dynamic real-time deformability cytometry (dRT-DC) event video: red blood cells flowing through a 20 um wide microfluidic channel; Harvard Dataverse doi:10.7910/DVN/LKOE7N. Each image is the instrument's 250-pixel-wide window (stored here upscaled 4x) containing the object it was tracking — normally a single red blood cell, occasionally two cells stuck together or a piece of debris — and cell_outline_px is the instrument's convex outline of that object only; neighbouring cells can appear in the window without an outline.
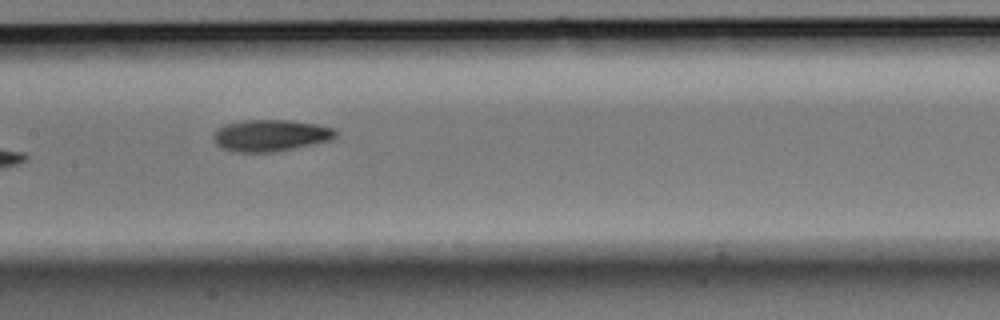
{"species": "Egyptian fruit bat (a non-hibernating species)", "species_latin": "Rousettus aegyptiacus", "temperature_condition": "room temperature", "stored_images_in_passage": 8, "camera_frame_rate_fps": 3000, "um_per_image_px": 0.085, "animal": {"sex": "male"}, "frame": {"image": 1, "passage_image": 8, "time_ms": 2.333, "image_size_px": [1000, 320], "cell_outline_px": [[336, 136], [332, 140], [296, 148], [272, 152], [232, 152], [220, 148], [212, 140], [212, 136], [216, 128], [224, 124], [244, 120], [288, 120], [316, 124], [336, 128]], "centroid_in_image_um": [22.96, 11.52], "position_along_channel_um": 184.4, "area_um2": 22.95}}